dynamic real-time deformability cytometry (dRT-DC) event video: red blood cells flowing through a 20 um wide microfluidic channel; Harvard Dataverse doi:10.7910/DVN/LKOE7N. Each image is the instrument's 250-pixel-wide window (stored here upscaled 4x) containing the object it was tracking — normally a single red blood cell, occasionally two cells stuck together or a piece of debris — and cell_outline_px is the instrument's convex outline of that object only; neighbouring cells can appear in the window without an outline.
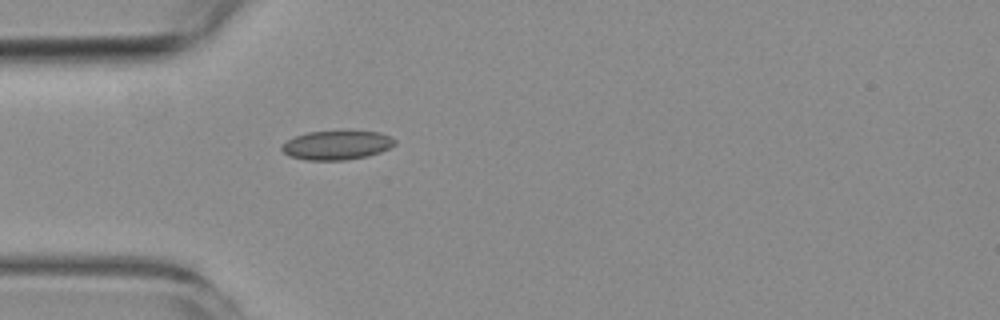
{"species": "common noctule bat (a hibernating species)", "species_latin": "Nyctalus noctula", "temperature_condition": "room temperature", "stored_images_in_passage": 1, "camera_frame_rate_fps": 3000, "um_per_image_px": 0.085, "animal": {"sex": "female", "body_mass_g": 19.3, "forearm_length_mm": 54.1}, "frame": {"image": 1, "passage_image": 1, "time_ms": 0.0, "image_size_px": [1000, 320], "cell_outline_px": [[396, 144], [380, 152], [368, 156], [344, 160], [304, 160], [288, 156], [280, 148], [288, 140], [296, 136], [308, 132], [380, 132], [396, 140]], "centroid_in_image_um": [28.61, 12.36], "position_along_channel_um": 56.4, "area_um2": 18.84}}